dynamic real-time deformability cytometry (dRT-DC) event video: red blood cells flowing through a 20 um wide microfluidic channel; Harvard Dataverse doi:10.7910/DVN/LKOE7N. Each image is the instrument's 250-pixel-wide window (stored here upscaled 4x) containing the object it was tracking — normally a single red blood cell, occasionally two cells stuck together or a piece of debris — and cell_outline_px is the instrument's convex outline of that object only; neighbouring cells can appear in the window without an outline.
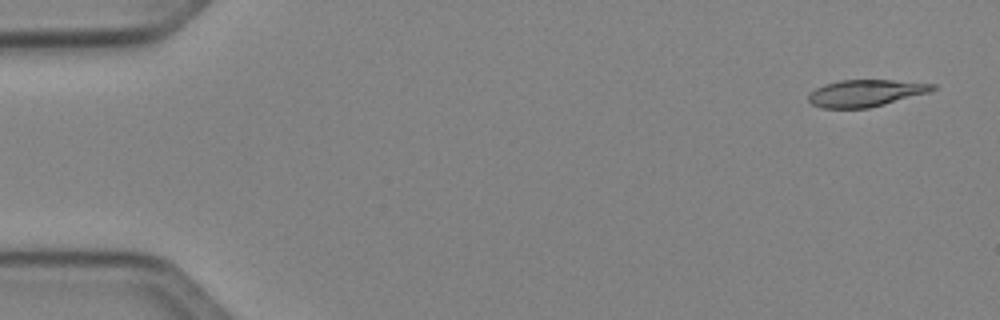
{"species": "Egyptian fruit bat (a non-hibernating species)", "species_latin": "Rousettus aegyptiacus", "temperature_condition": "cold", "stored_images_in_passage": 5, "camera_frame_rate_fps": 3000, "um_per_image_px": 0.085, "animal": {"sex": "female"}, "frame": {"image": 1, "passage_image": 1, "time_ms": 0.0, "image_size_px": [1000, 320], "cell_outline_px": [[936, 88], [928, 92], [884, 104], [868, 108], [820, 108], [812, 104], [808, 100], [808, 96], [816, 88], [840, 80], [892, 80], [936, 84]], "centroid_in_image_um": [73.56, 7.92], "position_along_channel_um": 11.4, "area_um2": 19.13}}
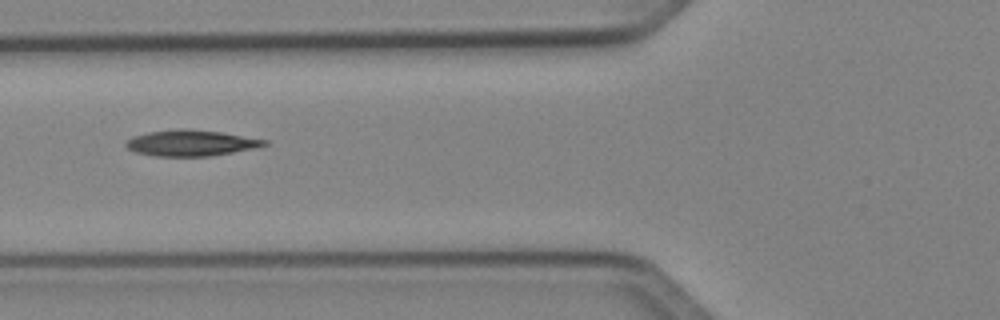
{"frame": {"image": 2, "passage_image": 5, "time_ms": 5.667, "image_size_px": [1000, 320], "cell_outline_px": [[268, 144], [252, 148], [232, 152], [208, 156], [156, 156], [136, 152], [128, 148], [124, 144], [124, 140], [132, 136], [148, 132], [176, 128], [184, 128], [220, 132], [268, 140]], "centroid_in_image_um": [16.16, 12.14], "position_along_channel_um": 109.6, "area_um2": 20.87}}